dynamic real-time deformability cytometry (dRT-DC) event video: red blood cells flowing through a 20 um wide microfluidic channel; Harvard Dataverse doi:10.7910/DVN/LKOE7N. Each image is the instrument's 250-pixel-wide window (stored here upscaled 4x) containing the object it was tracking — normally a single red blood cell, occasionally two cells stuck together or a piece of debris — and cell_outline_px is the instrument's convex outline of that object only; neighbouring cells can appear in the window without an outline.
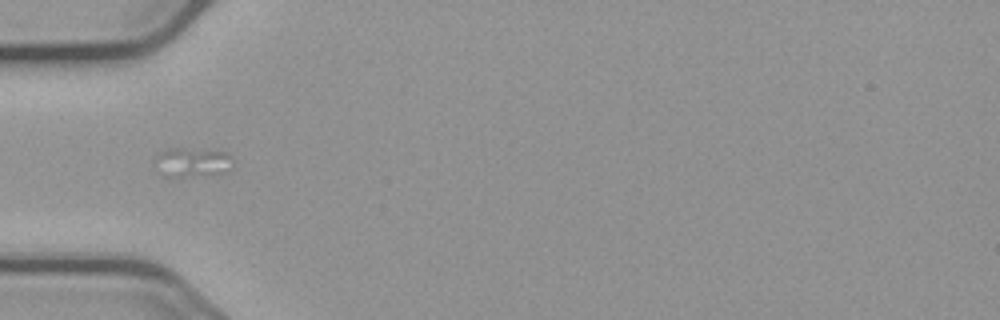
{"species": "common noctule bat (a hibernating species)", "species_latin": "Nyctalus noctula", "temperature_condition": "cold", "stored_images_in_passage": 5, "camera_frame_rate_fps": 3000, "um_per_image_px": 0.085, "animal": {"sex": "male", "body_mass_g": 23.1, "forearm_length_mm": 52.7}, "frame": {"image": 1, "passage_image": 1, "time_ms": 0.0, "image_size_px": [1000, 320], "cell_outline_px": [[232, 168], [220, 172], [180, 176], [156, 156], [156, 152], [168, 148], [184, 148], [228, 152], [232, 156]], "centroid_in_image_um": [16.6, 13.67], "position_along_channel_um": 68.4, "area_um2": 11.56}}